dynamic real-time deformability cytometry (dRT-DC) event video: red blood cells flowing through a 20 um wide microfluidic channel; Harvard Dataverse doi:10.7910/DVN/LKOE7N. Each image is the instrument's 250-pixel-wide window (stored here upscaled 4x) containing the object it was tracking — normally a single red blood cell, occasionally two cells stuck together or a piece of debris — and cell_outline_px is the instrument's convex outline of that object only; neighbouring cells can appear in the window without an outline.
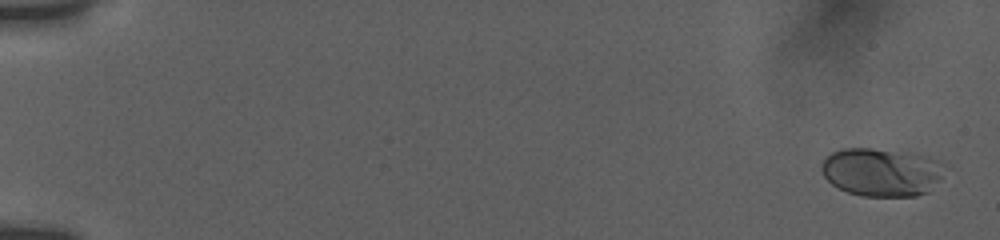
{"species": "human", "species_latin": "Homo sapiens", "temperature_condition": "room temperature", "stored_images_in_passage": 29, "camera_frame_rate_fps": 3000, "um_per_image_px": 0.085, "donor": {"sex": "female"}, "frame": {"image": 1, "passage_image": 2, "time_ms": 0.333, "image_size_px": [1000, 240], "cell_outline_px": [[940, 180], [928, 192], [916, 196], [860, 196], [848, 192], [832, 184], [824, 176], [820, 168], [824, 160], [832, 152], [840, 148], [872, 148], [908, 152], [928, 156], [940, 160]], "centroid_in_image_um": [74.91, 14.62], "position_along_channel_um": 10.1, "area_um2": 34.56}}
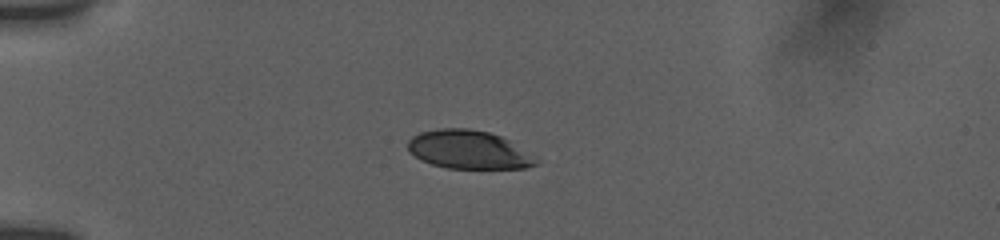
{"frame": {"image": 2, "passage_image": 21, "time_ms": 5.0, "image_size_px": [1000, 240], "cell_outline_px": [[536, 164], [524, 168], [448, 168], [432, 164], [420, 160], [408, 152], [408, 140], [412, 136], [420, 132], [440, 128], [468, 128], [488, 132], [500, 136], [532, 152], [536, 160]], "centroid_in_image_um": [39.81, 12.72], "position_along_channel_um": 45.2, "area_um2": 28.78}}
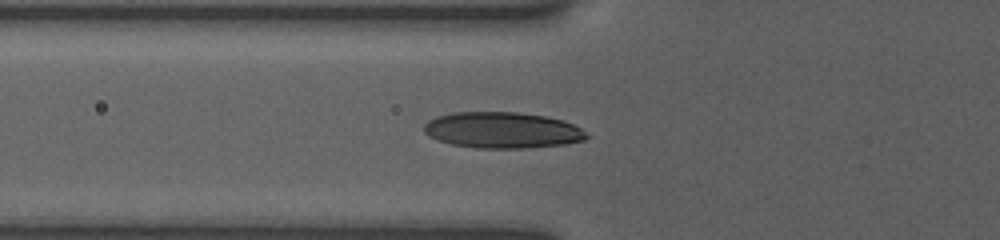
{"frame": {"image": 3, "passage_image": 29, "time_ms": 7.0, "image_size_px": [1000, 240], "cell_outline_px": [[592, 136], [584, 140], [564, 144], [528, 148], [476, 148], [452, 144], [436, 140], [428, 136], [424, 132], [424, 124], [428, 120], [436, 116], [452, 112], [516, 112], [544, 116], [564, 120], [580, 128]], "centroid_in_image_um": [42.69, 11.06], "position_along_channel_um": 83.1, "area_um2": 34.45}}